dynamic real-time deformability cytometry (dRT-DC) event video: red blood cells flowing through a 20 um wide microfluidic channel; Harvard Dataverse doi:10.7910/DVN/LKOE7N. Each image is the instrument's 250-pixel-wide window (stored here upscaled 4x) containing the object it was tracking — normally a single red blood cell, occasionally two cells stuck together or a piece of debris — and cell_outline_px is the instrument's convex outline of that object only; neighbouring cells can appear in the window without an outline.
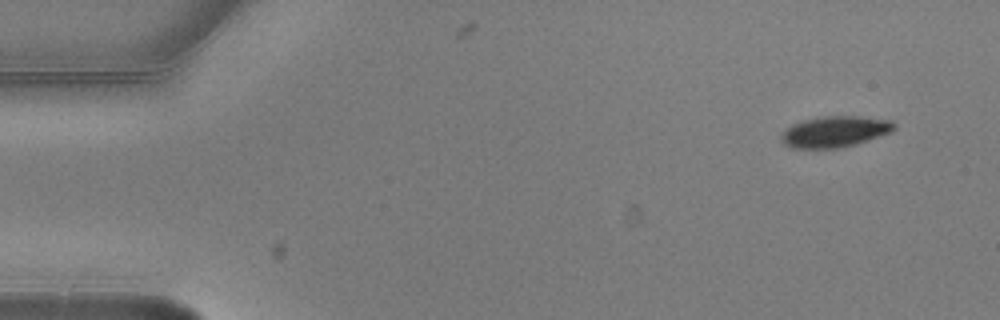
{"species": "common noctule bat (a hibernating species)", "species_latin": "Nyctalus noctula", "temperature_condition": "warm", "stored_images_in_passage": 6, "camera_frame_rate_fps": 3000, "um_per_image_px": 0.085, "animal": {"sex": "male", "body_mass_g": 20.5, "forearm_length_mm": 52.5}, "frame": {"image": 1, "passage_image": 1, "time_ms": 0.0, "image_size_px": [1000, 320], "cell_outline_px": [[896, 128], [892, 132], [856, 144], [840, 148], [792, 148], [784, 144], [780, 140], [780, 136], [792, 124], [800, 120], [824, 116], [860, 116], [892, 120], [896, 124]], "centroid_in_image_um": [70.98, 11.18], "position_along_channel_um": 14.0, "area_um2": 20.63}}
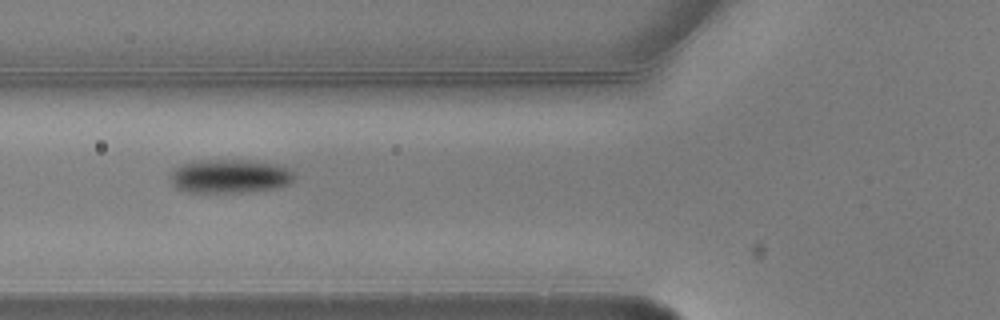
{"frame": {"image": 2, "passage_image": 5, "time_ms": 1.333, "image_size_px": [1000, 320], "cell_outline_px": [[296, 176], [288, 184], [276, 188], [252, 192], [188, 192], [176, 188], [172, 184], [172, 168], [192, 160], [252, 160], [280, 164], [288, 168]], "centroid_in_image_um": [19.55, 14.97], "position_along_channel_um": 106.2, "area_um2": 24.74}}